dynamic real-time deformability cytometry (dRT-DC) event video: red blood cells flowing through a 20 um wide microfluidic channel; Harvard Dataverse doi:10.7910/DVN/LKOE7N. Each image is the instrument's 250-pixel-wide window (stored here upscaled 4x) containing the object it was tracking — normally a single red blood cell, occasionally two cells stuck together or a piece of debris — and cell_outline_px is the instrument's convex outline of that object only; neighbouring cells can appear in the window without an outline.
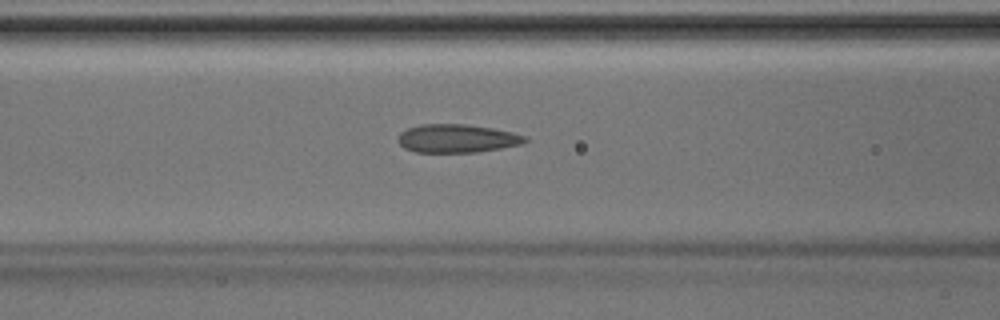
{"species": "Egyptian fruit bat (a non-hibernating species)", "species_latin": "Rousettus aegyptiacus", "temperature_condition": "room temperature", "stored_images_in_passage": 44, "camera_frame_rate_fps": 3000, "um_per_image_px": 0.085, "animal": {"sex": "male"}, "frame": {"image": 1, "passage_image": 18, "time_ms": 5.667, "image_size_px": [1000, 320], "cell_outline_px": [[528, 140], [520, 144], [500, 148], [476, 152], [416, 152], [404, 148], [396, 140], [400, 132], [408, 128], [420, 124], [464, 124], [492, 128], [512, 132], [528, 136]], "centroid_in_image_um": [38.82, 11.76], "position_along_channel_um": 127.8, "area_um2": 20.98}}
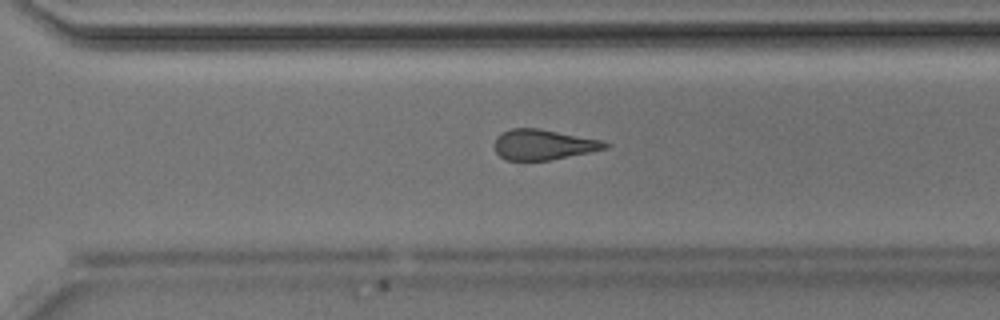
{"frame": {"image": 2, "passage_image": 31, "time_ms": 10.0, "image_size_px": [1000, 320], "cell_outline_px": [[612, 144], [608, 148], [548, 160], [504, 160], [496, 152], [496, 136], [500, 132], [512, 128], [540, 128], [600, 140]], "centroid_in_image_um": [46.17, 12.28], "position_along_channel_um": 324.4, "area_um2": 19.42}}
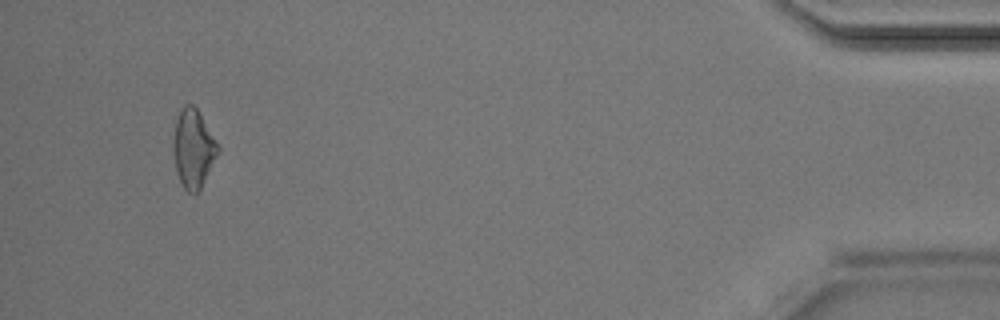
{"frame": {"image": 3, "passage_image": 42, "time_ms": 13.667, "image_size_px": [1000, 320], "cell_outline_px": [[220, 148], [200, 188], [196, 192], [188, 192], [184, 188], [176, 172], [172, 152], [172, 140], [176, 116], [184, 104], [192, 104], [196, 108], [216, 140]], "centroid_in_image_um": [16.38, 12.58], "position_along_channel_um": 418.8, "area_um2": 20.23}}